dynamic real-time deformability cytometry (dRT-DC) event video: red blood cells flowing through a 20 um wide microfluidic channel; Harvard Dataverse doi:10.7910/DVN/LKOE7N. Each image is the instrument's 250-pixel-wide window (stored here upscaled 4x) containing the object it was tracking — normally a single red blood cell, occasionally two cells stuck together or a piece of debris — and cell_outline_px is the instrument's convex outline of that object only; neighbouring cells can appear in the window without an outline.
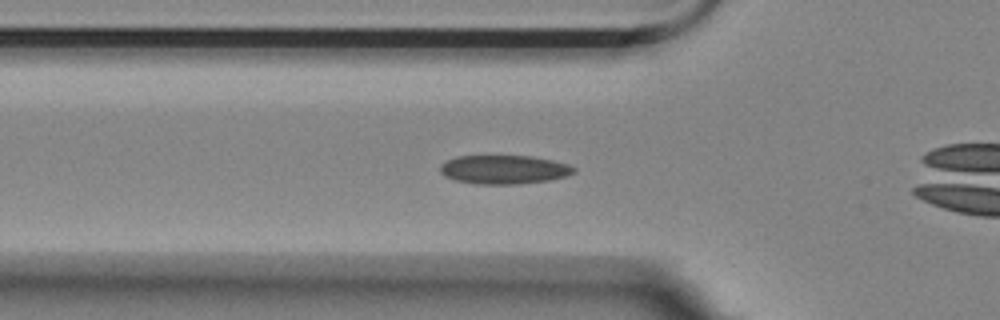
{"species": "Egyptian fruit bat (a non-hibernating species)", "species_latin": "Rousettus aegyptiacus", "temperature_condition": "room temperature", "stored_images_in_passage": 40, "camera_frame_rate_fps": 3000, "um_per_image_px": 0.085, "animal": {"sex": "female"}, "frame": {"image": 1, "passage_image": 10, "time_ms": 3.0, "image_size_px": [1000, 320], "cell_outline_px": [[576, 172], [564, 176], [548, 180], [516, 184], [476, 184], [456, 180], [444, 176], [440, 172], [440, 164], [456, 156], [532, 156], [552, 160], [568, 164], [576, 168]], "centroid_in_image_um": [42.82, 14.41], "position_along_channel_um": 83.0, "area_um2": 22.37}}
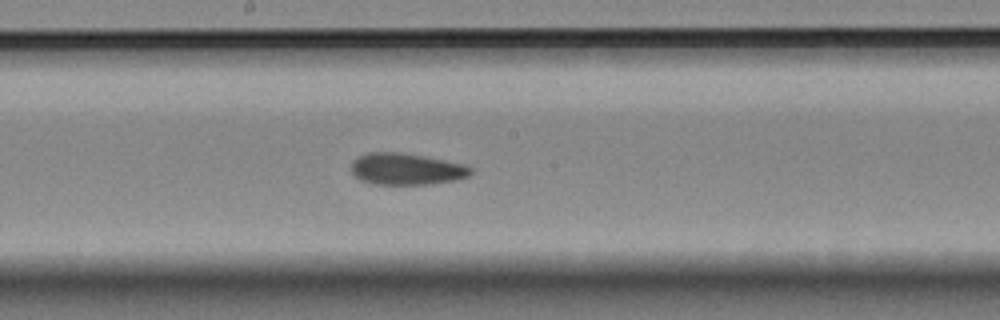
{"frame": {"image": 2, "passage_image": 21, "time_ms": 6.667, "image_size_px": [1000, 320], "cell_outline_px": [[472, 172], [468, 176], [460, 180], [432, 184], [372, 184], [360, 180], [352, 172], [352, 160], [356, 156], [368, 152], [396, 152], [420, 156], [464, 164], [472, 168]], "centroid_in_image_um": [34.53, 14.38], "position_along_channel_um": 213.7, "area_um2": 22.02}}
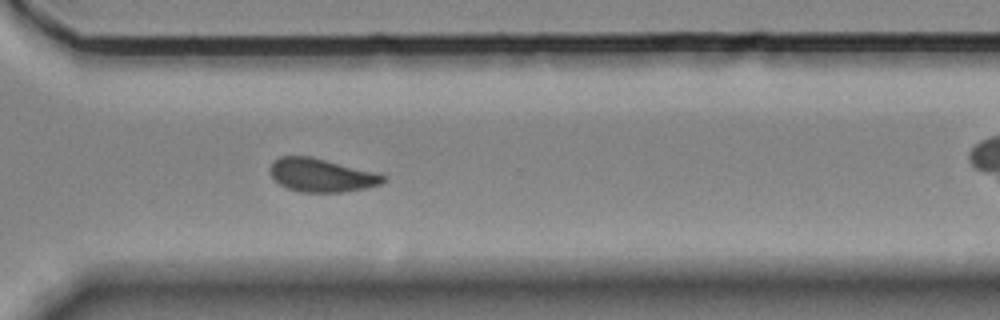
{"frame": {"image": 3, "passage_image": 32, "time_ms": 10.333, "image_size_px": [1000, 320], "cell_outline_px": [[384, 180], [380, 184], [364, 188], [340, 192], [304, 192], [288, 188], [280, 184], [268, 172], [268, 168], [280, 156], [312, 156], [376, 172], [384, 176]], "centroid_in_image_um": [27.29, 14.87], "position_along_channel_um": 343.3, "area_um2": 21.79}, "authors_computed_cell_mechanics": {"area_um2": 22.0796, "velocity_mm_per_s": 3.5407, "shape_relaxation_time_tau1_ms": 7.0533, "shape_relaxation_time_tau2_ms": 1.9219, "deformation_change_tau1": 0.124, "deformation_change_tau2": 0.0716}}